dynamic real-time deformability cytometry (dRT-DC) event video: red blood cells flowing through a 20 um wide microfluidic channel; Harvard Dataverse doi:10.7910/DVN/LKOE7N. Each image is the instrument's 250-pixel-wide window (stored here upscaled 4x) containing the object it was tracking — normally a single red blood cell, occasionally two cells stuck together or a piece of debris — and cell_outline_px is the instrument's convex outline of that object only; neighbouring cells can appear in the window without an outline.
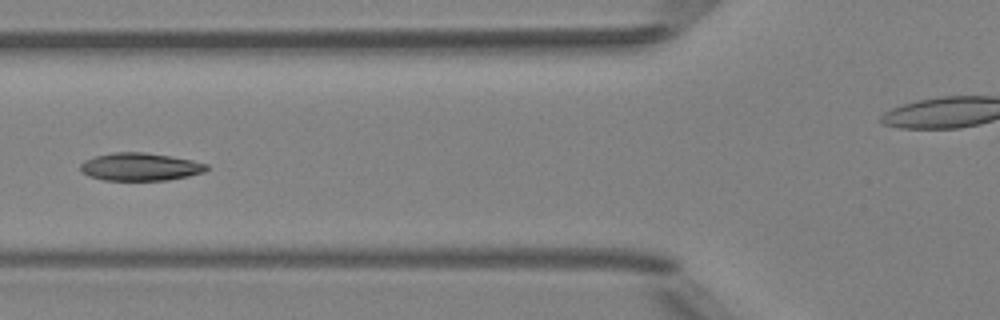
{"species": "Egyptian fruit bat (a non-hibernating species)", "species_latin": "Rousettus aegyptiacus", "temperature_condition": "room temperature", "stored_images_in_passage": 6, "camera_frame_rate_fps": 3000, "um_per_image_px": 0.085, "animal": {"sex": "female"}, "frame": {"image": 1, "passage_image": 5, "time_ms": 4.667, "image_size_px": [1000, 320], "cell_outline_px": [[208, 168], [204, 172], [188, 176], [168, 180], [104, 180], [88, 176], [80, 172], [80, 164], [84, 160], [96, 156], [112, 152], [144, 152], [192, 160], [208, 164]], "centroid_in_image_um": [11.88, 14.18], "position_along_channel_um": 113.9, "area_um2": 20.46}}
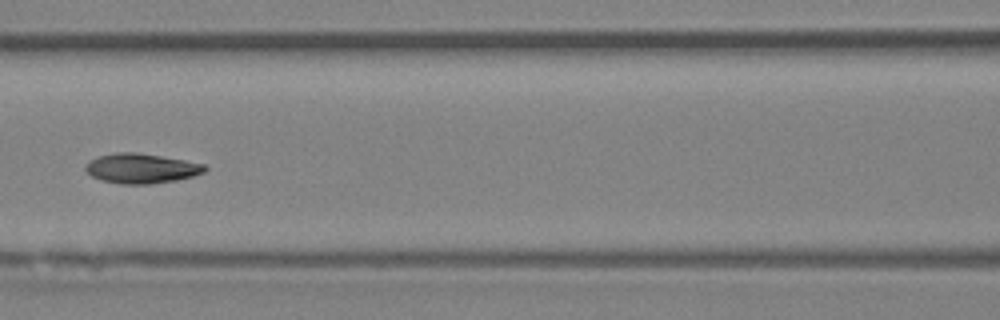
{"frame": {"image": 2, "passage_image": 6, "time_ms": 5.667, "image_size_px": [1000, 320], "cell_outline_px": [[208, 168], [204, 172], [192, 176], [176, 180], [152, 184], [120, 184], [100, 180], [92, 176], [84, 168], [84, 164], [88, 160], [100, 156], [116, 152], [136, 152], [184, 160], [204, 164]], "centroid_in_image_um": [11.98, 14.32], "position_along_channel_um": 154.6, "area_um2": 20.75}}